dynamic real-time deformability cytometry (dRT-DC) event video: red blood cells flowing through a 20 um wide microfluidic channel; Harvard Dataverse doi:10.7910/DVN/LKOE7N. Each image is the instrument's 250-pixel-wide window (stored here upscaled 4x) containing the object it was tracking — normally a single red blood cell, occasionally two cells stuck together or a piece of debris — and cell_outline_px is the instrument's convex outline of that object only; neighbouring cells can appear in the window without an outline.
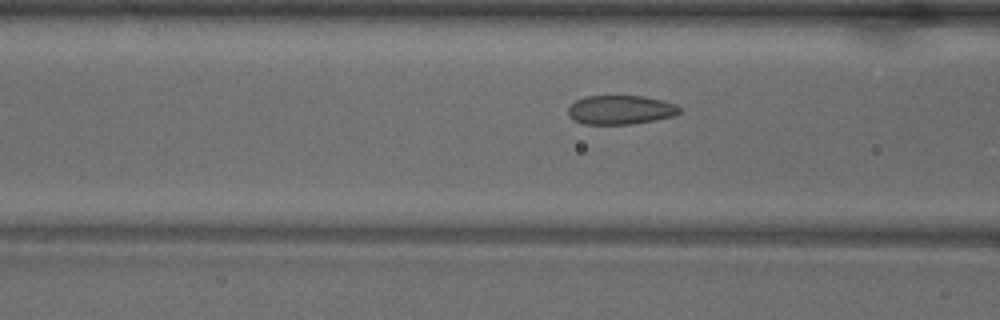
{"species": "common noctule bat (a hibernating species)", "species_latin": "Nyctalus noctula", "temperature_condition": "warm", "stored_images_in_passage": 44, "camera_frame_rate_fps": 3000, "um_per_image_px": 0.085, "animal": {"sex": "male", "body_mass_g": 18.8}, "frame": {"image": 1, "passage_image": 17, "time_ms": 5.333, "image_size_px": [1000, 320], "cell_outline_px": [[680, 112], [672, 116], [652, 120], [628, 124], [584, 124], [568, 116], [568, 108], [576, 100], [584, 96], [644, 96], [676, 104], [680, 108]], "centroid_in_image_um": [52.71, 9.33], "position_along_channel_um": 113.9, "area_um2": 18.61}}
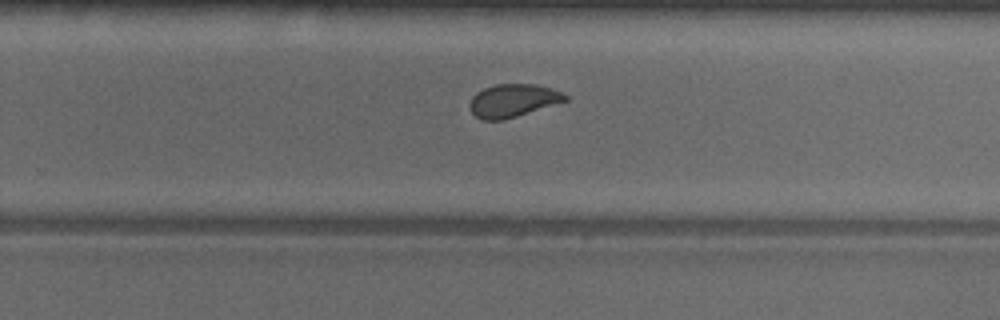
{"frame": {"image": 2, "passage_image": 30, "time_ms": 9.667, "image_size_px": [1000, 320], "cell_outline_px": [[568, 100], [504, 120], [484, 120], [476, 116], [472, 112], [468, 104], [472, 96], [476, 92], [484, 88], [496, 84], [536, 84], [552, 88], [568, 96]], "centroid_in_image_um": [43.58, 8.54], "position_along_channel_um": 286.2, "area_um2": 18.32}}
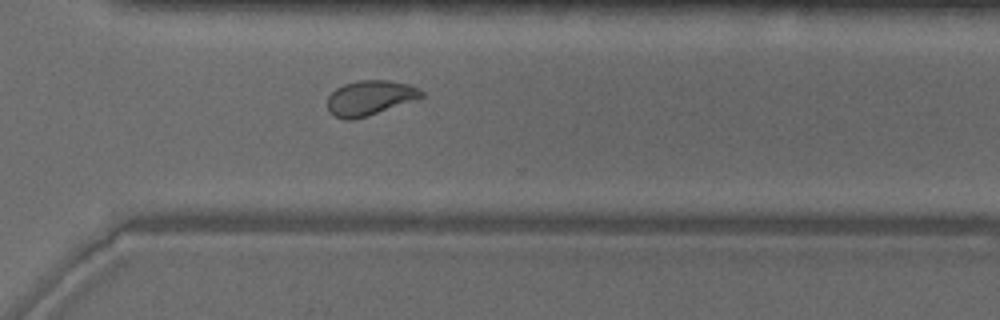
{"frame": {"image": 3, "passage_image": 34, "time_ms": 11.0, "image_size_px": [1000, 320], "cell_outline_px": [[424, 96], [368, 116], [352, 120], [344, 120], [328, 112], [328, 96], [336, 88], [344, 84], [360, 80], [388, 80], [408, 84], [424, 92]], "centroid_in_image_um": [31.4, 8.32], "position_along_channel_um": 339.2, "area_um2": 18.9}, "authors_computed_cell_mechanics": {"area_um2": 19.3919, "velocity_mm_per_s": 3.9769, "shape_relaxation_time_tau1_ms": 5.4024, "shape_relaxation_time_tau2_ms": 0.6675, "deformation_change_tau1": 0.1398, "deformation_change_tau2": 0.0572}}